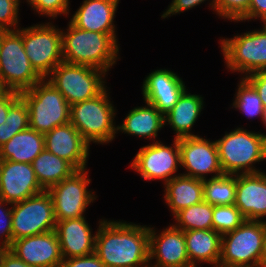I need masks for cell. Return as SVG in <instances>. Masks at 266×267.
<instances>
[{"label":"cell","mask_w":266,"mask_h":267,"mask_svg":"<svg viewBox=\"0 0 266 267\" xmlns=\"http://www.w3.org/2000/svg\"><path fill=\"white\" fill-rule=\"evenodd\" d=\"M95 254L104 267H139L149 262V226L101 219Z\"/></svg>","instance_id":"1"},{"label":"cell","mask_w":266,"mask_h":267,"mask_svg":"<svg viewBox=\"0 0 266 267\" xmlns=\"http://www.w3.org/2000/svg\"><path fill=\"white\" fill-rule=\"evenodd\" d=\"M62 29L63 62L88 65L108 73L119 57L120 44L109 34L75 27L70 21Z\"/></svg>","instance_id":"2"},{"label":"cell","mask_w":266,"mask_h":267,"mask_svg":"<svg viewBox=\"0 0 266 267\" xmlns=\"http://www.w3.org/2000/svg\"><path fill=\"white\" fill-rule=\"evenodd\" d=\"M224 174L260 173L254 164L266 160V138L261 132L237 127L215 140Z\"/></svg>","instance_id":"3"},{"label":"cell","mask_w":266,"mask_h":267,"mask_svg":"<svg viewBox=\"0 0 266 267\" xmlns=\"http://www.w3.org/2000/svg\"><path fill=\"white\" fill-rule=\"evenodd\" d=\"M105 88L96 97L70 106V123L90 144H108L117 133L116 107L110 101V92Z\"/></svg>","instance_id":"4"},{"label":"cell","mask_w":266,"mask_h":267,"mask_svg":"<svg viewBox=\"0 0 266 267\" xmlns=\"http://www.w3.org/2000/svg\"><path fill=\"white\" fill-rule=\"evenodd\" d=\"M29 111V128L45 134L70 122V105L47 79L20 93Z\"/></svg>","instance_id":"5"},{"label":"cell","mask_w":266,"mask_h":267,"mask_svg":"<svg viewBox=\"0 0 266 267\" xmlns=\"http://www.w3.org/2000/svg\"><path fill=\"white\" fill-rule=\"evenodd\" d=\"M43 78L31 66L23 46V28L7 30L0 45V83L9 91L29 90Z\"/></svg>","instance_id":"6"},{"label":"cell","mask_w":266,"mask_h":267,"mask_svg":"<svg viewBox=\"0 0 266 267\" xmlns=\"http://www.w3.org/2000/svg\"><path fill=\"white\" fill-rule=\"evenodd\" d=\"M107 73L88 65L62 62L45 78L65 97L69 105L92 99L105 85Z\"/></svg>","instance_id":"7"},{"label":"cell","mask_w":266,"mask_h":267,"mask_svg":"<svg viewBox=\"0 0 266 267\" xmlns=\"http://www.w3.org/2000/svg\"><path fill=\"white\" fill-rule=\"evenodd\" d=\"M224 64L241 78L266 70V31L254 29L219 41ZM245 74V75H244Z\"/></svg>","instance_id":"8"},{"label":"cell","mask_w":266,"mask_h":267,"mask_svg":"<svg viewBox=\"0 0 266 267\" xmlns=\"http://www.w3.org/2000/svg\"><path fill=\"white\" fill-rule=\"evenodd\" d=\"M23 46L31 66L43 79L63 62L62 29L51 21L23 27Z\"/></svg>","instance_id":"9"},{"label":"cell","mask_w":266,"mask_h":267,"mask_svg":"<svg viewBox=\"0 0 266 267\" xmlns=\"http://www.w3.org/2000/svg\"><path fill=\"white\" fill-rule=\"evenodd\" d=\"M263 221L245 220L221 238L219 265L260 267Z\"/></svg>","instance_id":"10"},{"label":"cell","mask_w":266,"mask_h":267,"mask_svg":"<svg viewBox=\"0 0 266 267\" xmlns=\"http://www.w3.org/2000/svg\"><path fill=\"white\" fill-rule=\"evenodd\" d=\"M88 172V169L77 170L47 190L53 201L56 222L85 217L88 205L96 200L95 192L88 190L91 183Z\"/></svg>","instance_id":"11"},{"label":"cell","mask_w":266,"mask_h":267,"mask_svg":"<svg viewBox=\"0 0 266 267\" xmlns=\"http://www.w3.org/2000/svg\"><path fill=\"white\" fill-rule=\"evenodd\" d=\"M56 223L53 201L48 191L12 204L13 241L53 231Z\"/></svg>","instance_id":"12"},{"label":"cell","mask_w":266,"mask_h":267,"mask_svg":"<svg viewBox=\"0 0 266 267\" xmlns=\"http://www.w3.org/2000/svg\"><path fill=\"white\" fill-rule=\"evenodd\" d=\"M171 145L157 141L141 147L129 167L145 181L161 180L165 185L181 168L179 140L174 138Z\"/></svg>","instance_id":"13"},{"label":"cell","mask_w":266,"mask_h":267,"mask_svg":"<svg viewBox=\"0 0 266 267\" xmlns=\"http://www.w3.org/2000/svg\"><path fill=\"white\" fill-rule=\"evenodd\" d=\"M181 167L186 170L182 175L208 179L220 176L223 173L216 141L201 136L179 138ZM213 174V175H212Z\"/></svg>","instance_id":"14"},{"label":"cell","mask_w":266,"mask_h":267,"mask_svg":"<svg viewBox=\"0 0 266 267\" xmlns=\"http://www.w3.org/2000/svg\"><path fill=\"white\" fill-rule=\"evenodd\" d=\"M159 267H193L190 264L184 231L172 224L161 232L149 225V262Z\"/></svg>","instance_id":"15"},{"label":"cell","mask_w":266,"mask_h":267,"mask_svg":"<svg viewBox=\"0 0 266 267\" xmlns=\"http://www.w3.org/2000/svg\"><path fill=\"white\" fill-rule=\"evenodd\" d=\"M43 191L32 164L1 160V199L15 204Z\"/></svg>","instance_id":"16"},{"label":"cell","mask_w":266,"mask_h":267,"mask_svg":"<svg viewBox=\"0 0 266 267\" xmlns=\"http://www.w3.org/2000/svg\"><path fill=\"white\" fill-rule=\"evenodd\" d=\"M90 145L70 122L44 134L45 149L76 170L87 169Z\"/></svg>","instance_id":"17"},{"label":"cell","mask_w":266,"mask_h":267,"mask_svg":"<svg viewBox=\"0 0 266 267\" xmlns=\"http://www.w3.org/2000/svg\"><path fill=\"white\" fill-rule=\"evenodd\" d=\"M9 250L26 264L35 267H59L63 259L54 230L14 240Z\"/></svg>","instance_id":"18"},{"label":"cell","mask_w":266,"mask_h":267,"mask_svg":"<svg viewBox=\"0 0 266 267\" xmlns=\"http://www.w3.org/2000/svg\"><path fill=\"white\" fill-rule=\"evenodd\" d=\"M141 88L144 101L153 104L165 115L177 103L187 87L177 73L162 68L149 73Z\"/></svg>","instance_id":"19"},{"label":"cell","mask_w":266,"mask_h":267,"mask_svg":"<svg viewBox=\"0 0 266 267\" xmlns=\"http://www.w3.org/2000/svg\"><path fill=\"white\" fill-rule=\"evenodd\" d=\"M235 206L246 220L266 221V173L236 175Z\"/></svg>","instance_id":"20"},{"label":"cell","mask_w":266,"mask_h":267,"mask_svg":"<svg viewBox=\"0 0 266 267\" xmlns=\"http://www.w3.org/2000/svg\"><path fill=\"white\" fill-rule=\"evenodd\" d=\"M63 258L95 253L96 232L93 234L86 217L57 221L55 230Z\"/></svg>","instance_id":"21"},{"label":"cell","mask_w":266,"mask_h":267,"mask_svg":"<svg viewBox=\"0 0 266 267\" xmlns=\"http://www.w3.org/2000/svg\"><path fill=\"white\" fill-rule=\"evenodd\" d=\"M119 1L83 0L69 21L79 29L107 33L118 42L114 19Z\"/></svg>","instance_id":"22"},{"label":"cell","mask_w":266,"mask_h":267,"mask_svg":"<svg viewBox=\"0 0 266 267\" xmlns=\"http://www.w3.org/2000/svg\"><path fill=\"white\" fill-rule=\"evenodd\" d=\"M187 90L182 93L172 109L164 115L165 126L169 125L172 128L175 139L198 136L191 130L201 115L205 103L201 95L188 93Z\"/></svg>","instance_id":"23"},{"label":"cell","mask_w":266,"mask_h":267,"mask_svg":"<svg viewBox=\"0 0 266 267\" xmlns=\"http://www.w3.org/2000/svg\"><path fill=\"white\" fill-rule=\"evenodd\" d=\"M186 251L193 267L202 264L217 267L221 256L222 235L213 229L184 231Z\"/></svg>","instance_id":"24"},{"label":"cell","mask_w":266,"mask_h":267,"mask_svg":"<svg viewBox=\"0 0 266 267\" xmlns=\"http://www.w3.org/2000/svg\"><path fill=\"white\" fill-rule=\"evenodd\" d=\"M144 102L145 106L134 107L126 114L123 123L117 125V132L151 139L153 142L160 141L156 138L165 126L164 115L153 104Z\"/></svg>","instance_id":"25"},{"label":"cell","mask_w":266,"mask_h":267,"mask_svg":"<svg viewBox=\"0 0 266 267\" xmlns=\"http://www.w3.org/2000/svg\"><path fill=\"white\" fill-rule=\"evenodd\" d=\"M164 200L174 216L182 209L204 200L203 180L178 173L164 185Z\"/></svg>","instance_id":"26"},{"label":"cell","mask_w":266,"mask_h":267,"mask_svg":"<svg viewBox=\"0 0 266 267\" xmlns=\"http://www.w3.org/2000/svg\"><path fill=\"white\" fill-rule=\"evenodd\" d=\"M44 148V134L28 128L0 147V159L31 164Z\"/></svg>","instance_id":"27"},{"label":"cell","mask_w":266,"mask_h":267,"mask_svg":"<svg viewBox=\"0 0 266 267\" xmlns=\"http://www.w3.org/2000/svg\"><path fill=\"white\" fill-rule=\"evenodd\" d=\"M31 164L39 184L45 191L77 171L68 161L45 148Z\"/></svg>","instance_id":"28"},{"label":"cell","mask_w":266,"mask_h":267,"mask_svg":"<svg viewBox=\"0 0 266 267\" xmlns=\"http://www.w3.org/2000/svg\"><path fill=\"white\" fill-rule=\"evenodd\" d=\"M204 201L213 206L236 202V175L222 174L203 180Z\"/></svg>","instance_id":"29"},{"label":"cell","mask_w":266,"mask_h":267,"mask_svg":"<svg viewBox=\"0 0 266 267\" xmlns=\"http://www.w3.org/2000/svg\"><path fill=\"white\" fill-rule=\"evenodd\" d=\"M213 205L205 202L194 204L177 212L173 217L175 223L172 225L180 230H210L212 223Z\"/></svg>","instance_id":"30"},{"label":"cell","mask_w":266,"mask_h":267,"mask_svg":"<svg viewBox=\"0 0 266 267\" xmlns=\"http://www.w3.org/2000/svg\"><path fill=\"white\" fill-rule=\"evenodd\" d=\"M235 98L233 99L232 109H238L246 117L263 119L264 108L261 99L255 89L244 79L240 78Z\"/></svg>","instance_id":"31"},{"label":"cell","mask_w":266,"mask_h":267,"mask_svg":"<svg viewBox=\"0 0 266 267\" xmlns=\"http://www.w3.org/2000/svg\"><path fill=\"white\" fill-rule=\"evenodd\" d=\"M29 128V111L25 101L20 97L8 111L5 122L0 125V147L15 134Z\"/></svg>","instance_id":"32"},{"label":"cell","mask_w":266,"mask_h":267,"mask_svg":"<svg viewBox=\"0 0 266 267\" xmlns=\"http://www.w3.org/2000/svg\"><path fill=\"white\" fill-rule=\"evenodd\" d=\"M244 215L233 205L213 206V230L221 235L238 228L244 221Z\"/></svg>","instance_id":"33"},{"label":"cell","mask_w":266,"mask_h":267,"mask_svg":"<svg viewBox=\"0 0 266 267\" xmlns=\"http://www.w3.org/2000/svg\"><path fill=\"white\" fill-rule=\"evenodd\" d=\"M70 0H26L28 5L41 16L54 20L60 15H69Z\"/></svg>","instance_id":"34"},{"label":"cell","mask_w":266,"mask_h":267,"mask_svg":"<svg viewBox=\"0 0 266 267\" xmlns=\"http://www.w3.org/2000/svg\"><path fill=\"white\" fill-rule=\"evenodd\" d=\"M250 0H215V13L222 19L237 22L248 12Z\"/></svg>","instance_id":"35"},{"label":"cell","mask_w":266,"mask_h":267,"mask_svg":"<svg viewBox=\"0 0 266 267\" xmlns=\"http://www.w3.org/2000/svg\"><path fill=\"white\" fill-rule=\"evenodd\" d=\"M20 0H0V28L4 30H17L20 26L19 8Z\"/></svg>","instance_id":"36"},{"label":"cell","mask_w":266,"mask_h":267,"mask_svg":"<svg viewBox=\"0 0 266 267\" xmlns=\"http://www.w3.org/2000/svg\"><path fill=\"white\" fill-rule=\"evenodd\" d=\"M12 243V204L0 198V249H9Z\"/></svg>","instance_id":"37"},{"label":"cell","mask_w":266,"mask_h":267,"mask_svg":"<svg viewBox=\"0 0 266 267\" xmlns=\"http://www.w3.org/2000/svg\"><path fill=\"white\" fill-rule=\"evenodd\" d=\"M206 1L207 0H172L166 11L161 15V18L165 19L173 15L181 14L182 12L195 8ZM209 7L215 12V0L210 1Z\"/></svg>","instance_id":"38"},{"label":"cell","mask_w":266,"mask_h":267,"mask_svg":"<svg viewBox=\"0 0 266 267\" xmlns=\"http://www.w3.org/2000/svg\"><path fill=\"white\" fill-rule=\"evenodd\" d=\"M59 267H104V264L93 253L87 256L63 258Z\"/></svg>","instance_id":"39"},{"label":"cell","mask_w":266,"mask_h":267,"mask_svg":"<svg viewBox=\"0 0 266 267\" xmlns=\"http://www.w3.org/2000/svg\"><path fill=\"white\" fill-rule=\"evenodd\" d=\"M244 79L255 89L261 99L263 108L266 109V70L258 71Z\"/></svg>","instance_id":"40"},{"label":"cell","mask_w":266,"mask_h":267,"mask_svg":"<svg viewBox=\"0 0 266 267\" xmlns=\"http://www.w3.org/2000/svg\"><path fill=\"white\" fill-rule=\"evenodd\" d=\"M266 15V0H250L248 12L238 21L259 20Z\"/></svg>","instance_id":"41"},{"label":"cell","mask_w":266,"mask_h":267,"mask_svg":"<svg viewBox=\"0 0 266 267\" xmlns=\"http://www.w3.org/2000/svg\"><path fill=\"white\" fill-rule=\"evenodd\" d=\"M0 267H35L26 264L9 249H0Z\"/></svg>","instance_id":"42"},{"label":"cell","mask_w":266,"mask_h":267,"mask_svg":"<svg viewBox=\"0 0 266 267\" xmlns=\"http://www.w3.org/2000/svg\"><path fill=\"white\" fill-rule=\"evenodd\" d=\"M20 98V93L12 92L1 104H0V125L5 122L7 118L9 108Z\"/></svg>","instance_id":"43"},{"label":"cell","mask_w":266,"mask_h":267,"mask_svg":"<svg viewBox=\"0 0 266 267\" xmlns=\"http://www.w3.org/2000/svg\"><path fill=\"white\" fill-rule=\"evenodd\" d=\"M260 267H266V221H263V242Z\"/></svg>","instance_id":"44"},{"label":"cell","mask_w":266,"mask_h":267,"mask_svg":"<svg viewBox=\"0 0 266 267\" xmlns=\"http://www.w3.org/2000/svg\"><path fill=\"white\" fill-rule=\"evenodd\" d=\"M13 91L6 90L0 83V104L12 93Z\"/></svg>","instance_id":"45"},{"label":"cell","mask_w":266,"mask_h":267,"mask_svg":"<svg viewBox=\"0 0 266 267\" xmlns=\"http://www.w3.org/2000/svg\"><path fill=\"white\" fill-rule=\"evenodd\" d=\"M262 123L264 124V126L266 127V109H264V113H263V119H262ZM263 136L266 138V133H262Z\"/></svg>","instance_id":"46"},{"label":"cell","mask_w":266,"mask_h":267,"mask_svg":"<svg viewBox=\"0 0 266 267\" xmlns=\"http://www.w3.org/2000/svg\"><path fill=\"white\" fill-rule=\"evenodd\" d=\"M260 20H261L262 23H263V25H262V26H263V27H262L263 30L266 31V15H265L264 17H262Z\"/></svg>","instance_id":"47"},{"label":"cell","mask_w":266,"mask_h":267,"mask_svg":"<svg viewBox=\"0 0 266 267\" xmlns=\"http://www.w3.org/2000/svg\"><path fill=\"white\" fill-rule=\"evenodd\" d=\"M139 267H159V266H156V265L152 264L151 262H147L146 264L139 266Z\"/></svg>","instance_id":"48"},{"label":"cell","mask_w":266,"mask_h":267,"mask_svg":"<svg viewBox=\"0 0 266 267\" xmlns=\"http://www.w3.org/2000/svg\"><path fill=\"white\" fill-rule=\"evenodd\" d=\"M217 267H251V266H238V265H218Z\"/></svg>","instance_id":"49"},{"label":"cell","mask_w":266,"mask_h":267,"mask_svg":"<svg viewBox=\"0 0 266 267\" xmlns=\"http://www.w3.org/2000/svg\"><path fill=\"white\" fill-rule=\"evenodd\" d=\"M5 31H6V30L0 28V45H1L2 35H3V33H4Z\"/></svg>","instance_id":"50"},{"label":"cell","mask_w":266,"mask_h":267,"mask_svg":"<svg viewBox=\"0 0 266 267\" xmlns=\"http://www.w3.org/2000/svg\"><path fill=\"white\" fill-rule=\"evenodd\" d=\"M0 178H1V159H0Z\"/></svg>","instance_id":"51"}]
</instances>
